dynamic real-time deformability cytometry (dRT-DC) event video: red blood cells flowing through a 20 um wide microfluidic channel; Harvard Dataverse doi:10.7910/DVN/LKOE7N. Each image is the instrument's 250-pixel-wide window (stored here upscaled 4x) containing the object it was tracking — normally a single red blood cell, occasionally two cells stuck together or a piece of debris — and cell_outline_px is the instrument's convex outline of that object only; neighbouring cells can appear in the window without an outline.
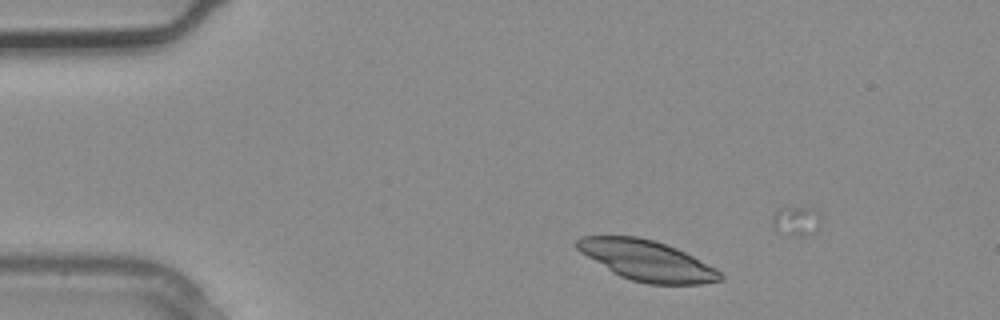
{"species": "common noctule bat (a hibernating species)", "species_latin": "Nyctalus noctula", "temperature_condition": "warm", "stored_images_in_passage": 4, "camera_frame_rate_fps": 3000, "um_per_image_px": 0.085, "animal": {"sex": "male", "body_mass_g": 20.4}, "frame": {"image": 1, "passage_image": 2, "time_ms": 0.333, "image_size_px": [1000, 320], "cell_outline_px": [[724, 276], [720, 280], [700, 284], [648, 284], [632, 280], [620, 276], [612, 272], [580, 252], [576, 248], [576, 240], [580, 236], [636, 236], [652, 240], [676, 248], [716, 268]], "centroid_in_image_um": [54.96, 22.14], "position_along_channel_um": 30.0, "area_um2": 33.35}}